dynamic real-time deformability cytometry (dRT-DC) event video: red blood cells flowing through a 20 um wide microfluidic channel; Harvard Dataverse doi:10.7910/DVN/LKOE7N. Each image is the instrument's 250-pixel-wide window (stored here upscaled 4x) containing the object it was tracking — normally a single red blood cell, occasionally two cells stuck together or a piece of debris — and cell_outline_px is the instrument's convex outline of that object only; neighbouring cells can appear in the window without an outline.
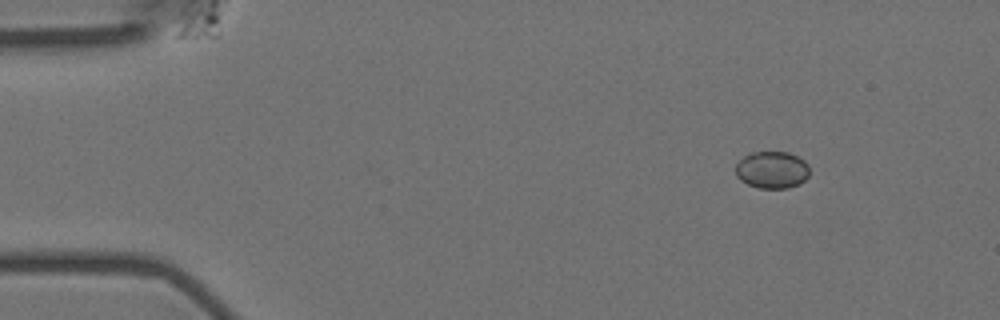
{"species": "Egyptian fruit bat (a non-hibernating species)", "species_latin": "Rousettus aegyptiacus", "temperature_condition": "room temperature", "stored_images_in_passage": 50, "camera_frame_rate_fps": 3000, "um_per_image_px": 0.085, "animal": {"sex": "female"}, "frame": {"image": 1, "passage_image": 1, "time_ms": 0.0, "image_size_px": [1000, 320], "cell_outline_px": [[808, 176], [800, 184], [788, 188], [760, 188], [748, 184], [740, 180], [736, 176], [736, 164], [748, 152], [788, 152], [804, 160], [808, 164]], "centroid_in_image_um": [65.61, 14.43], "position_along_channel_um": 19.4, "area_um2": 16.01}}
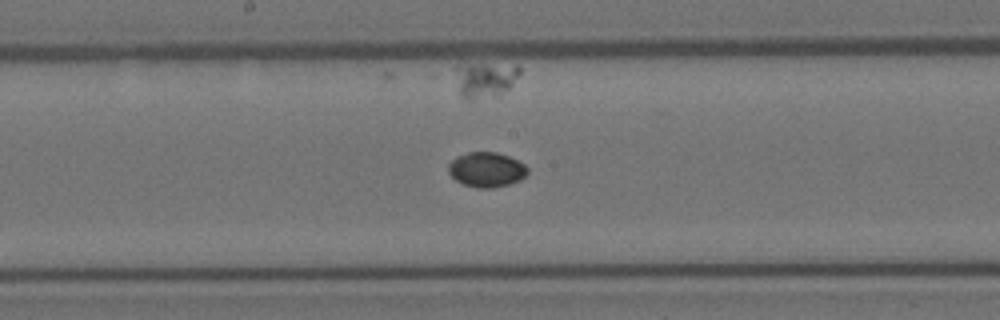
{"frame": {"image": 2, "passage_image": 24, "time_ms": 7.667, "image_size_px": [1000, 320], "cell_outline_px": [[528, 172], [520, 180], [508, 184], [492, 188], [476, 188], [464, 184], [456, 180], [448, 172], [448, 164], [456, 156], [468, 152], [496, 152], [508, 156], [524, 164], [528, 168]], "centroid_in_image_um": [41.33, 14.41], "position_along_channel_um": 206.9, "area_um2": 16.01}}
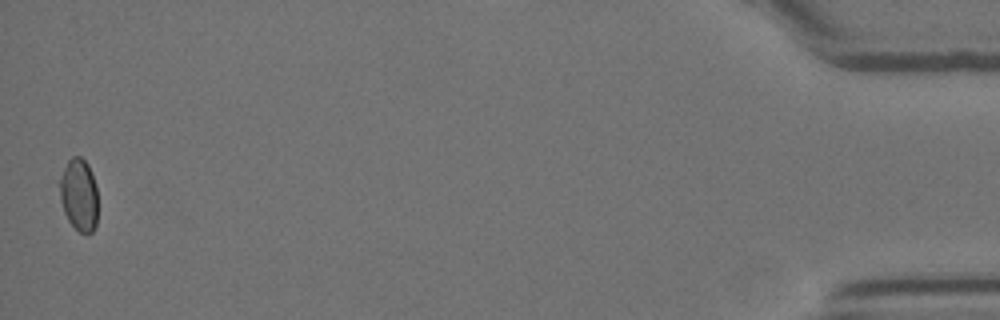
{"frame": {"image": 3, "passage_image": 50, "time_ms": 16.333, "image_size_px": [1000, 320], "cell_outline_px": [[96, 224], [92, 232], [88, 236], [80, 232], [68, 220], [64, 212], [60, 200], [60, 180], [64, 168], [68, 160], [72, 156], [80, 156], [88, 164], [96, 188]], "centroid_in_image_um": [6.7, 16.58], "position_along_channel_um": 428.5, "area_um2": 15.9}}